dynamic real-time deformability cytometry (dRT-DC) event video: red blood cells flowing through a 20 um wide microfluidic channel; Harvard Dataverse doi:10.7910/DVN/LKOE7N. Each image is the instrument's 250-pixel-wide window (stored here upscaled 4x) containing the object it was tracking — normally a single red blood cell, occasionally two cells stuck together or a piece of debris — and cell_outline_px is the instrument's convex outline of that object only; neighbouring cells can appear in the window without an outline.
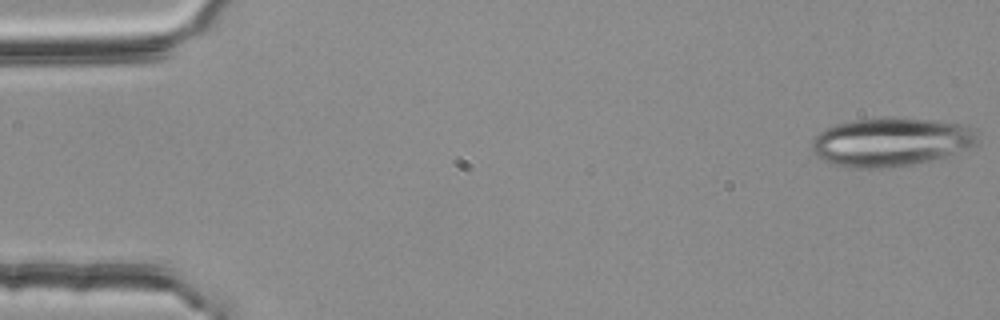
{"species": "common noctule bat (a hibernating species)", "species_latin": "Nyctalus noctula", "temperature_condition": "room temperature", "stored_images_in_passage": 53, "camera_frame_rate_fps": 3000, "um_per_image_px": 0.085, "animal": {"sex": "female", "body_mass_g": 25.1}, "frame": {"image": 1, "passage_image": 1, "time_ms": 0.0, "image_size_px": [1000, 320], "cell_outline_px": [[980, 144], [944, 156], [912, 164], [888, 168], [852, 168], [832, 164], [816, 156], [812, 152], [812, 140], [824, 128], [836, 124], [856, 120], [884, 116], [936, 120], [960, 124], [972, 128], [980, 132]], "centroid_in_image_um": [75.75, 12.05], "position_along_channel_um": 9.3, "area_um2": 47.45}}
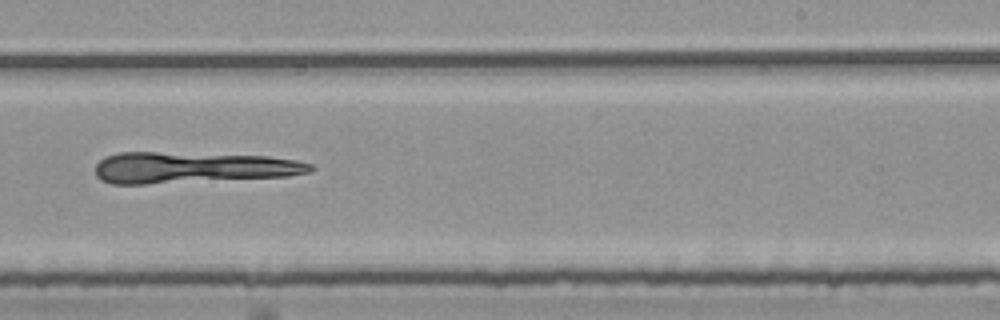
{"frame": {"image": 2, "passage_image": 33, "time_ms": 10.667, "image_size_px": [1000, 320], "cell_outline_px": [[316, 168], [312, 172], [288, 176], [144, 184], [112, 184], [100, 180], [96, 176], [96, 164], [104, 156], [120, 152], [156, 152], [268, 156], [296, 160], [312, 164]], "centroid_in_image_um": [16.35, 14.24], "position_along_channel_um": 272.6, "area_um2": 39.13}}
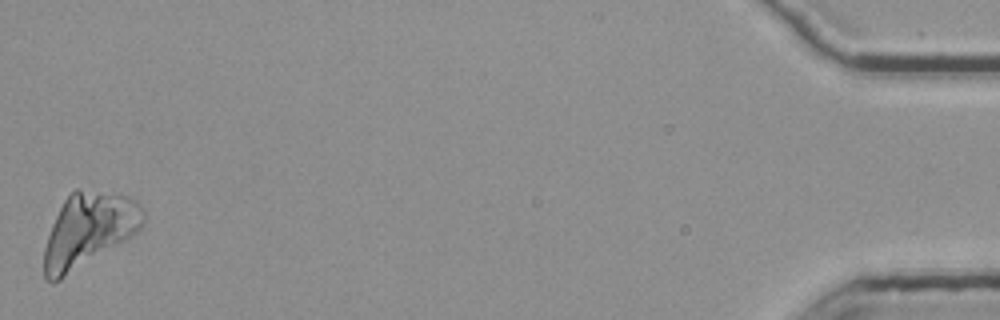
{"frame": {"image": 3, "passage_image": 53, "time_ms": 17.333, "image_size_px": [1000, 320], "cell_outline_px": [[144, 224], [136, 232], [124, 240], [60, 280], [52, 284], [44, 280], [44, 248], [52, 224], [64, 200], [76, 188], [128, 196], [136, 200], [144, 212]], "centroid_in_image_um": [7.5, 19.56], "position_along_channel_um": 427.7, "area_um2": 42.14}}